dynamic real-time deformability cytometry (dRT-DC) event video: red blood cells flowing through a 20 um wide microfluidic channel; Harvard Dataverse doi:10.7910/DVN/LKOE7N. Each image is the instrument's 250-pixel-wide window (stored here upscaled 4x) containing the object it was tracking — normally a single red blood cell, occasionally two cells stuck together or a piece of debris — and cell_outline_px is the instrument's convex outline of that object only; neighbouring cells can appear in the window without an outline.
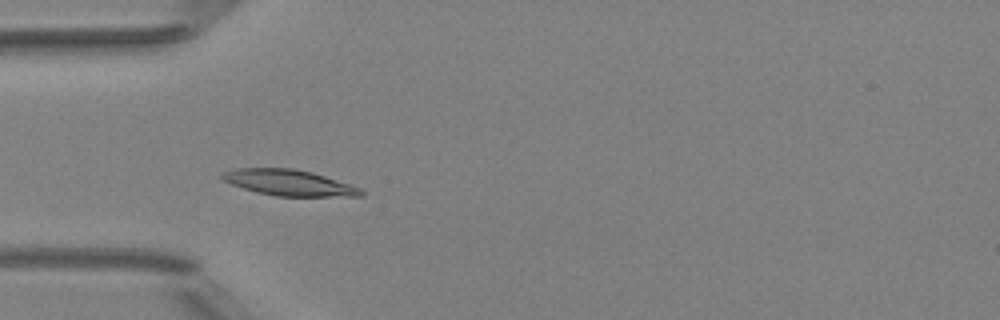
{"species": "Egyptian fruit bat (a non-hibernating species)", "species_latin": "Rousettus aegyptiacus", "temperature_condition": "room temperature", "stored_images_in_passage": 6, "camera_frame_rate_fps": 3000, "um_per_image_px": 0.085, "animal": {"sex": "female"}, "frame": {"image": 1, "passage_image": 4, "time_ms": 1.0, "image_size_px": [1000, 320], "cell_outline_px": [[364, 196], [276, 196], [256, 192], [232, 184], [224, 180], [220, 176], [224, 172], [236, 168], [292, 168], [312, 172], [360, 188], [364, 192]], "centroid_in_image_um": [24.56, 15.53], "position_along_channel_um": 60.4, "area_um2": 20.69}}
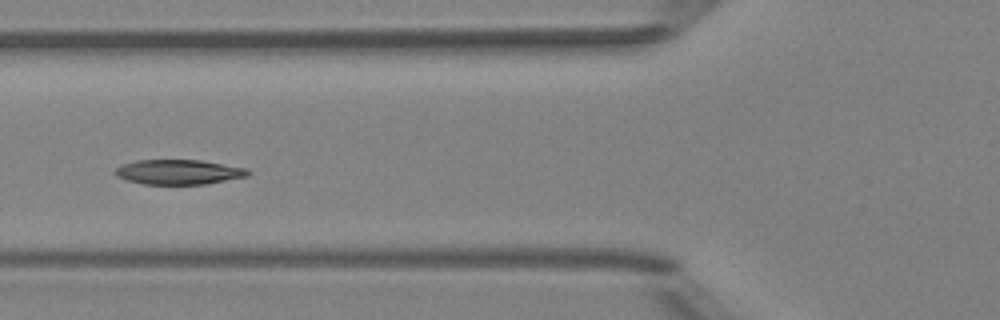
{"frame": {"image": 2, "passage_image": 5, "time_ms": 1.333, "image_size_px": [1000, 320], "cell_outline_px": [[252, 172], [248, 176], [204, 184], [144, 184], [128, 180], [116, 176], [112, 172], [116, 168], [124, 164], [136, 160], [200, 160], [248, 168]], "centroid_in_image_um": [15.2, 14.62], "position_along_channel_um": 110.6, "area_um2": 19.19}}
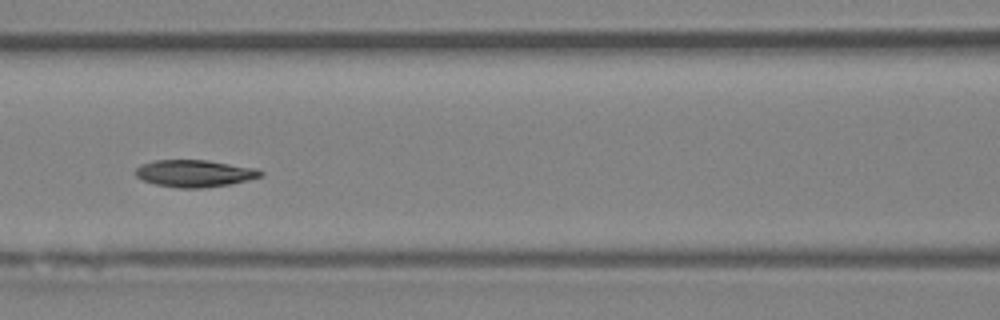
{"frame": {"image": 3, "passage_image": 6, "time_ms": 1.667, "image_size_px": [1000, 320], "cell_outline_px": [[264, 176], [228, 184], [200, 188], [176, 188], [156, 184], [140, 180], [136, 176], [136, 168], [140, 164], [152, 160], [208, 160], [256, 168], [264, 172]], "centroid_in_image_um": [16.51, 14.73], "position_along_channel_um": 150.1, "area_um2": 19.83}}